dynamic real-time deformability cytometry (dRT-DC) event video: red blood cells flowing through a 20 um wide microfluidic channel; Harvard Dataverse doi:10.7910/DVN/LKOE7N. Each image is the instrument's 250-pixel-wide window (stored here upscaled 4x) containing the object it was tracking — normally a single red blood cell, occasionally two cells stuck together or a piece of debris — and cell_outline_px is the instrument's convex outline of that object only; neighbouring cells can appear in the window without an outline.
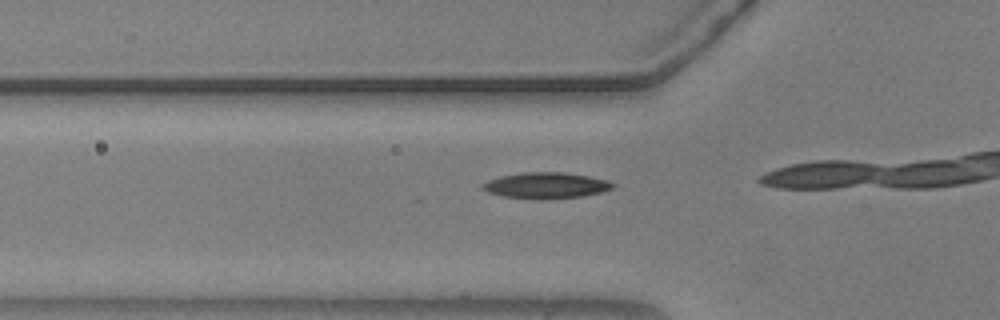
{"species": "common noctule bat (a hibernating species)", "species_latin": "Nyctalus noctula", "temperature_condition": "warm", "stored_images_in_passage": 6, "camera_frame_rate_fps": 3000, "um_per_image_px": 0.085, "animal": {"sex": "male", "body_mass_g": 20.5, "forearm_length_mm": 52.5}, "frame": {"image": 1, "passage_image": 4, "time_ms": 1.0, "image_size_px": [1000, 320], "cell_outline_px": [[616, 184], [612, 188], [600, 192], [584, 196], [504, 196], [488, 192], [480, 188], [480, 184], [488, 180], [500, 176], [524, 172], [564, 172], [588, 176], [608, 180]], "centroid_in_image_um": [46.41, 15.7], "position_along_channel_um": 79.4, "area_um2": 18.73}}